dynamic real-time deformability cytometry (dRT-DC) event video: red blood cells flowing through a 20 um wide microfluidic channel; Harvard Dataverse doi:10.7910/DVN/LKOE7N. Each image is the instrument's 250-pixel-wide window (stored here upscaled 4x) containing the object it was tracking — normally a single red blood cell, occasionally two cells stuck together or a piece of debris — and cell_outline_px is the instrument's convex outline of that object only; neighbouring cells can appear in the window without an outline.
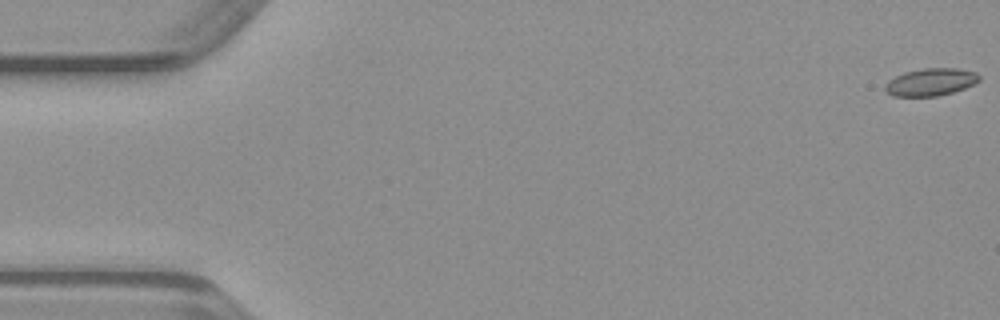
{"species": "common noctule bat (a hibernating species)", "species_latin": "Nyctalus noctula", "temperature_condition": "warm", "stored_images_in_passage": 50, "camera_frame_rate_fps": 3000, "um_per_image_px": 0.085, "animal": {"sex": "male", "body_mass_g": 23.1, "forearm_length_mm": 52.7}, "frame": {"image": 1, "passage_image": 1, "time_ms": 0.0, "image_size_px": [1000, 320], "cell_outline_px": [[980, 80], [964, 88], [952, 92], [936, 96], [892, 96], [884, 88], [884, 84], [888, 80], [904, 72], [924, 68], [956, 68], [976, 72], [980, 76]], "centroid_in_image_um": [79.09, 6.96], "position_along_channel_um": 5.9, "area_um2": 14.97}}
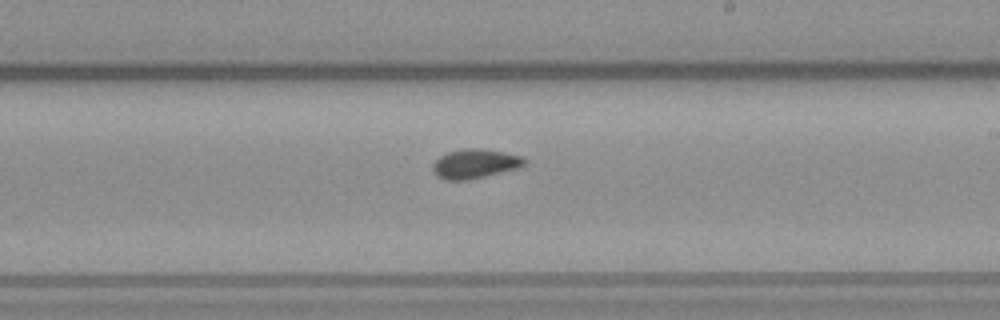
{"frame": {"image": 2, "passage_image": 29, "time_ms": 9.333, "image_size_px": [1000, 320], "cell_outline_px": [[524, 164], [516, 168], [468, 180], [444, 180], [436, 176], [432, 172], [432, 164], [440, 156], [448, 152], [464, 148], [480, 148], [504, 152], [520, 156], [524, 160]], "centroid_in_image_um": [40.28, 13.92], "position_along_channel_um": 248.7, "area_um2": 15.49}}
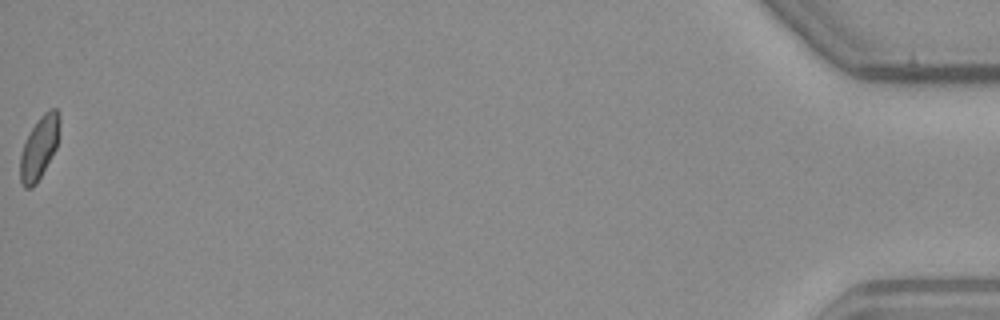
{"frame": {"image": 3, "passage_image": 50, "time_ms": 16.333, "image_size_px": [1000, 320], "cell_outline_px": [[60, 120], [56, 148], [36, 184], [32, 188], [24, 188], [20, 184], [20, 156], [24, 144], [32, 128], [40, 116], [48, 108], [56, 108], [60, 112]], "centroid_in_image_um": [3.34, 12.54], "position_along_channel_um": 431.9, "area_um2": 14.33}}